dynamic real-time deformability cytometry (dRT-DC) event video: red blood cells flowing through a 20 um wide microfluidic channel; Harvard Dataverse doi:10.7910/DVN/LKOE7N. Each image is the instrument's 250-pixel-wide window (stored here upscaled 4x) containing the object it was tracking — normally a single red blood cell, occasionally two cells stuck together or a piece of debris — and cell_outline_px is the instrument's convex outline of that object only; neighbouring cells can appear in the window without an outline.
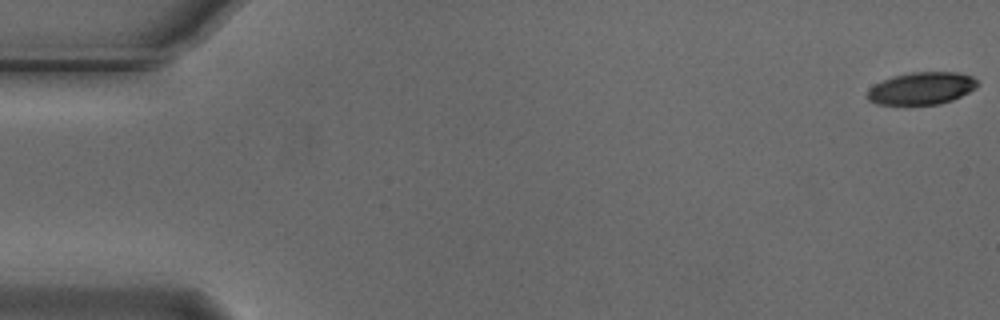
{"species": "Egyptian fruit bat (a non-hibernating species)", "species_latin": "Rousettus aegyptiacus", "temperature_condition": "cold", "stored_images_in_passage": 56, "camera_frame_rate_fps": 3000, "um_per_image_px": 0.085, "animal": {"sex": "male"}, "frame": {"image": 1, "passage_image": 1, "time_ms": 0.0, "image_size_px": [1000, 320], "cell_outline_px": [[980, 84], [976, 88], [952, 100], [940, 104], [876, 104], [868, 100], [868, 88], [892, 76], [912, 72], [956, 72], [972, 76]], "centroid_in_image_um": [78.35, 7.5], "position_along_channel_um": 6.6, "area_um2": 20.63}}
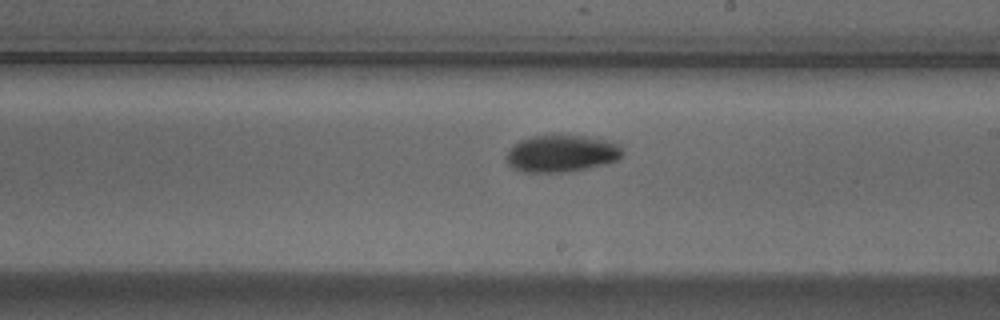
{"frame": {"image": 2, "passage_image": 32, "time_ms": 10.333, "image_size_px": [1000, 320], "cell_outline_px": [[624, 152], [616, 160], [608, 164], [568, 172], [520, 172], [512, 168], [504, 160], [504, 156], [512, 144], [528, 136], [560, 132], [588, 136], [620, 144]], "centroid_in_image_um": [47.67, 13.01], "position_along_channel_um": 241.3, "area_um2": 26.3}}
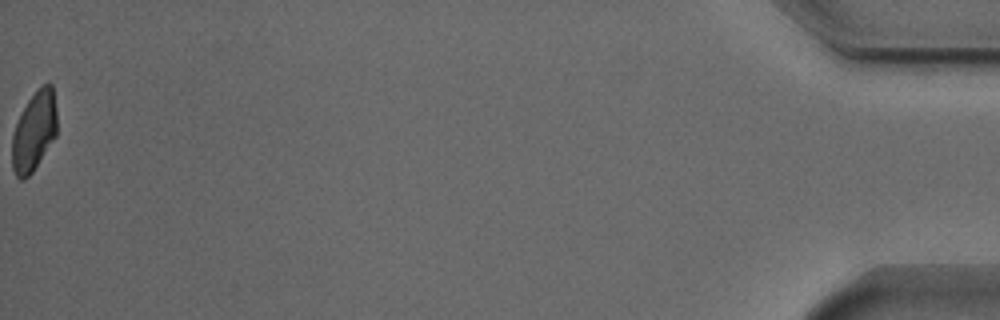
{"frame": {"image": 3, "passage_image": 56, "time_ms": 18.333, "image_size_px": [1000, 320], "cell_outline_px": [[56, 136], [32, 172], [24, 180], [20, 180], [16, 176], [12, 168], [12, 136], [16, 124], [28, 100], [44, 84], [52, 84], [56, 108]], "centroid_in_image_um": [2.89, 11.2], "position_along_channel_um": 432.3, "area_um2": 20.46}, "authors_computed_cell_mechanics": {"area_um2": 23.3801, "velocity_mm_per_s": 3.7078, "shape_relaxation_time_tau1_ms": 3.5347, "shape_relaxation_time_tau2_ms": null, "deformation_change_tau1": 0.139, "deformation_change_tau2": null}}